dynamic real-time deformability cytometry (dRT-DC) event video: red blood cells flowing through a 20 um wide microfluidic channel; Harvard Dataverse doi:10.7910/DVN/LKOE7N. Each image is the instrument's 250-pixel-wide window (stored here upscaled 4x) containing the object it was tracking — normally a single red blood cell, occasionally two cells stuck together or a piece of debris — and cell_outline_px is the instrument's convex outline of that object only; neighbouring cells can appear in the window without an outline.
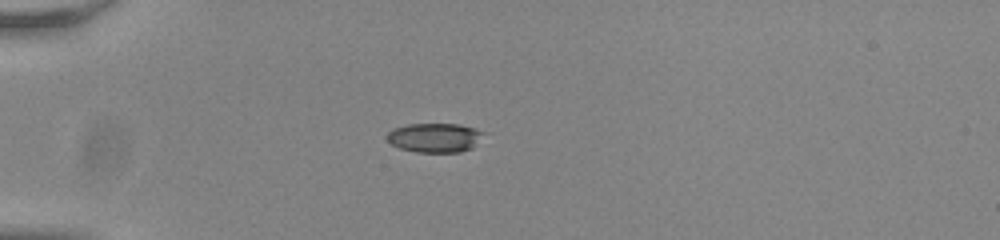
{"species": "common noctule bat (a hibernating species)", "species_latin": "Nyctalus noctula", "temperature_condition": "room temperature", "stored_images_in_passage": 40, "camera_frame_rate_fps": 3000, "um_per_image_px": 0.085, "animal": {"sex": "male", "body_mass_g": 20.0, "forearm_length_mm": 53.3}, "frame": {"image": 1, "passage_image": 1, "time_ms": 0.0, "image_size_px": [1000, 240], "cell_outline_px": [[484, 132], [472, 148], [460, 152], [416, 152], [400, 148], [392, 144], [388, 140], [388, 132], [392, 128], [408, 124], [460, 124]], "centroid_in_image_um": [36.92, 11.7], "position_along_channel_um": 48.1, "area_um2": 16.24}}
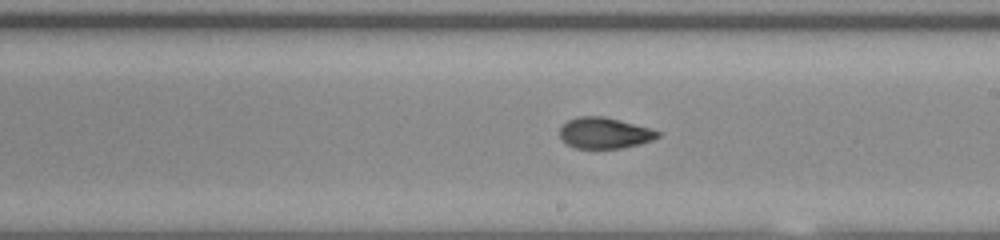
{"frame": {"image": 2, "passage_image": 18, "time_ms": 5.667, "image_size_px": [1000, 240], "cell_outline_px": [[660, 136], [652, 140], [640, 144], [620, 148], [576, 148], [568, 144], [560, 136], [560, 128], [568, 120], [576, 116], [604, 116], [620, 120], [648, 128], [660, 132]], "centroid_in_image_um": [51.38, 11.3], "position_along_channel_um": 237.6, "area_um2": 17.51}}
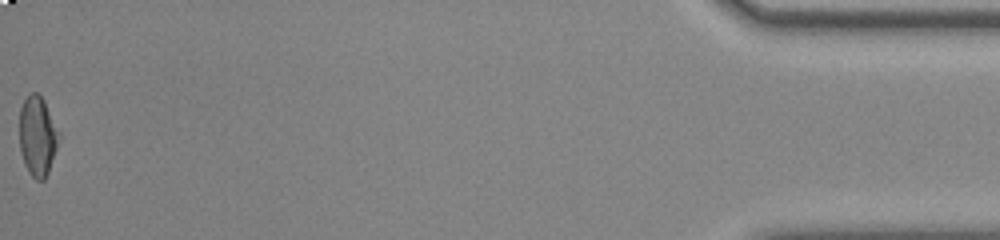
{"frame": {"image": 3, "passage_image": 40, "time_ms": 13.0, "image_size_px": [1000, 240], "cell_outline_px": [[60, 136], [48, 172], [44, 180], [36, 180], [28, 172], [24, 164], [20, 152], [20, 108], [24, 100], [32, 92], [36, 92], [44, 100], [60, 132]], "centroid_in_image_um": [3.19, 11.57], "position_along_channel_um": 432.0, "area_um2": 18.26}, "authors_computed_cell_mechanics": {"area_um2": 18.0047, "velocity_mm_per_s": 3.8392, "shape_relaxation_time_tau1_ms": 6.7001, "shape_relaxation_time_tau2_ms": 1.8007, "deformation_change_tau1": 0.2221, "deformation_change_tau2": 0.0835}}